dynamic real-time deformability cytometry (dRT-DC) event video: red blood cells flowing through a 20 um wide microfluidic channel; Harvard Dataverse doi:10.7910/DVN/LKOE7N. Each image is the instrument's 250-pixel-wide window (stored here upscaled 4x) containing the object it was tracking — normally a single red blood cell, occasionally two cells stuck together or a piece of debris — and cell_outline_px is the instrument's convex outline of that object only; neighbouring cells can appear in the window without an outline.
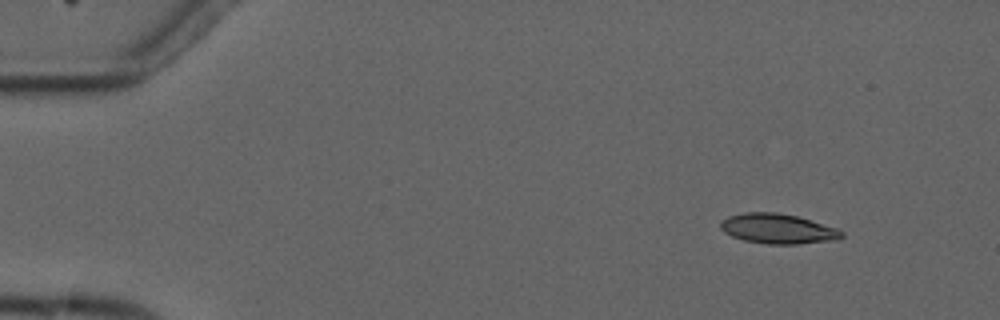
{"species": "common noctule bat (a hibernating species)", "species_latin": "Nyctalus noctula", "temperature_condition": "cold", "stored_images_in_passage": 6, "camera_frame_rate_fps": 3000, "um_per_image_px": 0.085, "animal": {"sex": "male", "forearm_length_mm": 52.5}, "frame": {"image": 1, "passage_image": 1, "time_ms": 0.0, "image_size_px": [1000, 320], "cell_outline_px": [[844, 236], [836, 240], [796, 244], [768, 244], [744, 240], [732, 236], [724, 232], [720, 228], [720, 224], [728, 216], [744, 212], [776, 212], [796, 216], [836, 228], [844, 232]], "centroid_in_image_um": [66.11, 19.44], "position_along_channel_um": 18.9, "area_um2": 20.98}}
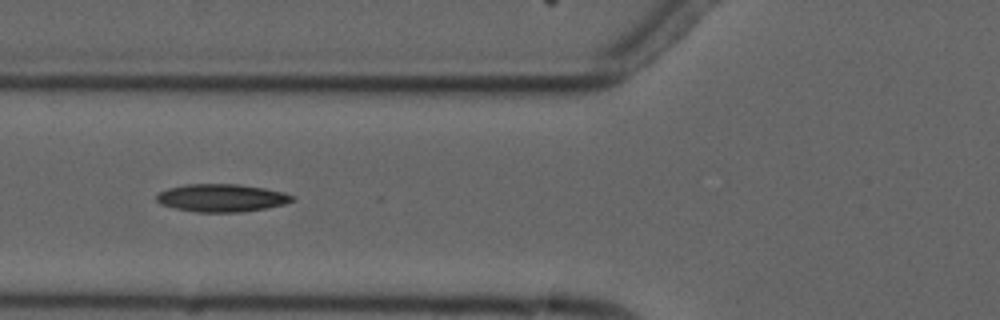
{"frame": {"image": 2, "passage_image": 5, "time_ms": 5.0, "image_size_px": [1000, 320], "cell_outline_px": [[296, 200], [284, 204], [264, 208], [240, 212], [196, 212], [176, 208], [160, 204], [156, 200], [156, 196], [160, 192], [168, 188], [184, 184], [240, 184], [264, 188], [284, 192], [296, 196]], "centroid_in_image_um": [18.86, 16.81], "position_along_channel_um": 106.9, "area_um2": 22.02}}
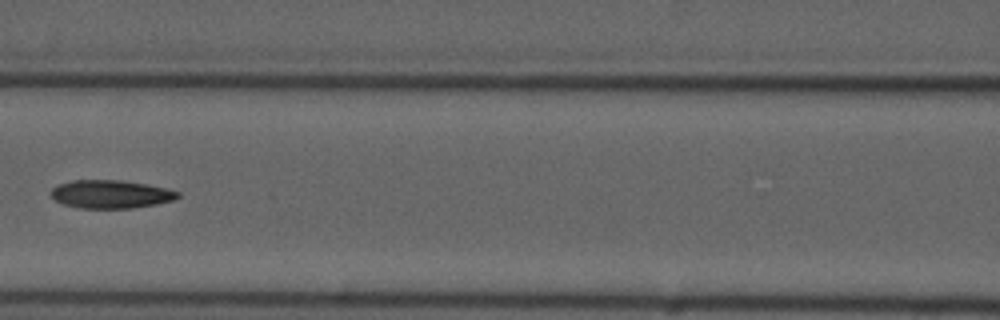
{"frame": {"image": 3, "passage_image": 6, "time_ms": 6.333, "image_size_px": [1000, 320], "cell_outline_px": [[180, 196], [176, 200], [156, 204], [132, 208], [80, 208], [64, 204], [56, 200], [52, 196], [52, 188], [60, 184], [72, 180], [120, 180], [144, 184], [164, 188], [180, 192]], "centroid_in_image_um": [9.44, 16.51], "position_along_channel_um": 157.2, "area_um2": 20.63}}